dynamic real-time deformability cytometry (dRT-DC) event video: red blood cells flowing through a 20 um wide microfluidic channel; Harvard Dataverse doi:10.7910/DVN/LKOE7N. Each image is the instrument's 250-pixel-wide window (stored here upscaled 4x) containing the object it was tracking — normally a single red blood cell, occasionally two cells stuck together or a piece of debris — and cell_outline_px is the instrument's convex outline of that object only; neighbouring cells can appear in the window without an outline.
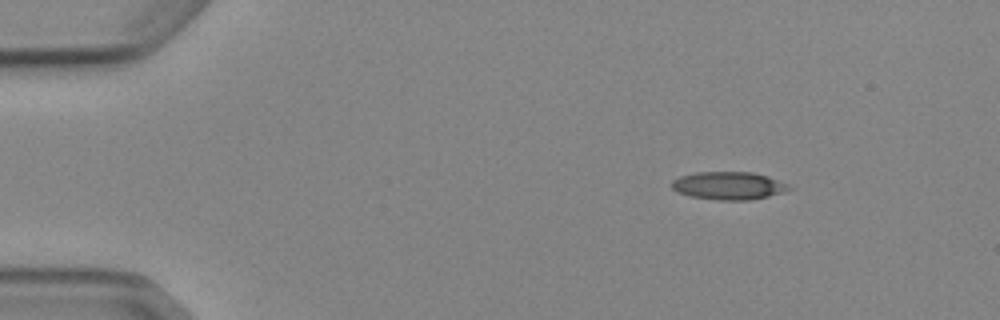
{"species": "Egyptian fruit bat (a non-hibernating species)", "species_latin": "Rousettus aegyptiacus", "temperature_condition": "cold", "stored_images_in_passage": 4, "camera_frame_rate_fps": 3000, "um_per_image_px": 0.085, "animal": {"sex": "female"}, "frame": {"image": 1, "passage_image": 1, "time_ms": 0.0, "image_size_px": [1000, 320], "cell_outline_px": [[792, 188], [784, 192], [768, 196], [748, 200], [716, 200], [692, 196], [676, 192], [672, 188], [672, 180], [680, 176], [696, 172], [752, 172], [768, 176], [788, 184]], "centroid_in_image_um": [61.93, 15.78], "position_along_channel_um": 23.1, "area_um2": 19.02}}
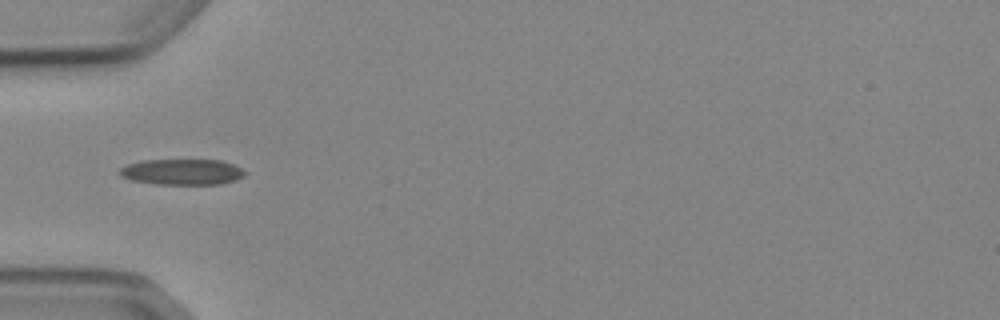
{"frame": {"image": 2, "passage_image": 4, "time_ms": 3.333, "image_size_px": [1000, 320], "cell_outline_px": [[248, 172], [244, 176], [236, 180], [220, 184], [156, 184], [132, 180], [120, 176], [120, 168], [128, 164], [140, 160], [220, 160], [232, 164]], "centroid_in_image_um": [15.49, 14.61], "position_along_channel_um": 69.5, "area_um2": 18.84}}